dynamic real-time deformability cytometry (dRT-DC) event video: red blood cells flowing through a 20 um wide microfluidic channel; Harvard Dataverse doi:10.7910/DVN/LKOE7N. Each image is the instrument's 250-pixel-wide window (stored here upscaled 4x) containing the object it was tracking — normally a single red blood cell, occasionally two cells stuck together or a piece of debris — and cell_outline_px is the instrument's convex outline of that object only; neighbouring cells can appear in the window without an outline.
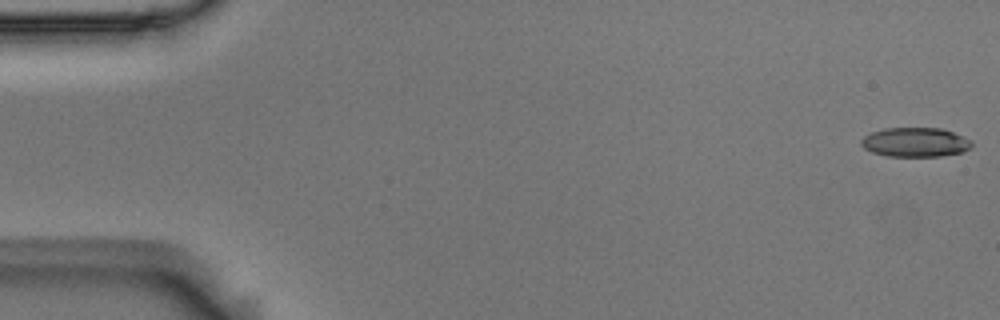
{"species": "Egyptian fruit bat (a non-hibernating species)", "species_latin": "Rousettus aegyptiacus", "temperature_condition": "room temperature", "stored_images_in_passage": 54, "camera_frame_rate_fps": 3000, "um_per_image_px": 0.085, "animal": {"sex": "male"}, "frame": {"image": 1, "passage_image": 1, "time_ms": 0.0, "image_size_px": [1000, 320], "cell_outline_px": [[972, 148], [960, 152], [940, 156], [888, 156], [872, 152], [864, 148], [860, 144], [860, 140], [864, 136], [872, 132], [884, 128], [940, 128], [952, 132], [972, 140]], "centroid_in_image_um": [77.78, 12.08], "position_along_channel_um": 7.2, "area_um2": 18.84}}
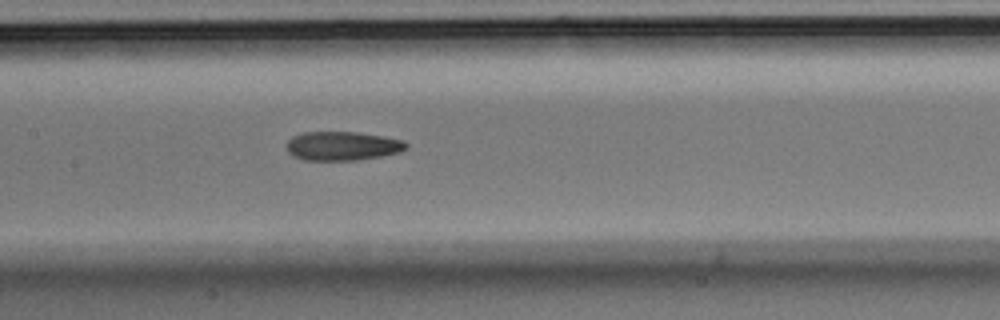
{"frame": {"image": 2, "passage_image": 26, "time_ms": 8.333, "image_size_px": [1000, 320], "cell_outline_px": [[408, 148], [400, 152], [360, 160], [304, 160], [292, 156], [288, 152], [288, 140], [292, 136], [304, 132], [356, 132], [384, 136], [404, 140], [408, 144]], "centroid_in_image_um": [29.13, 12.41], "position_along_channel_um": 178.3, "area_um2": 20.29}}
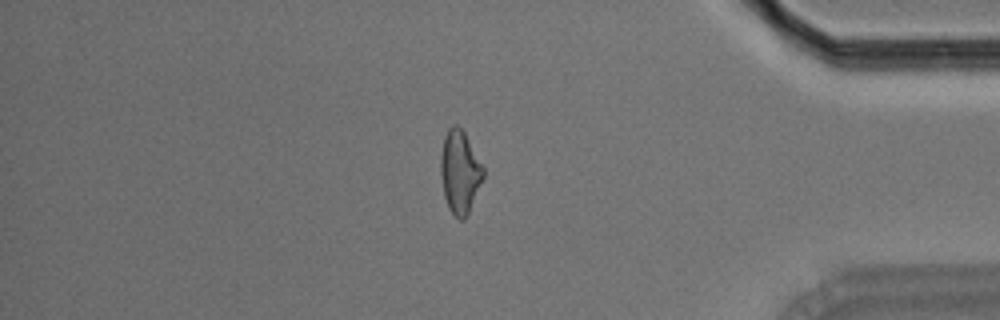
{"frame": {"image": 3, "passage_image": 46, "time_ms": 15.0, "image_size_px": [1000, 320], "cell_outline_px": [[484, 176], [468, 212], [464, 220], [460, 220], [448, 208], [444, 196], [440, 172], [440, 156], [444, 136], [448, 128], [452, 124], [456, 124], [464, 132], [484, 168]], "centroid_in_image_um": [39.06, 14.59], "position_along_channel_um": 396.1, "area_um2": 20.4}, "authors_computed_cell_mechanics": {"area_um2": 20.23, "velocity_mm_per_s": 3.721, "shape_relaxation_time_tau1_ms": 8.9544, "shape_relaxation_time_tau2_ms": 4.04, "deformation_change_tau1": 0.2306, "deformation_change_tau2": 0.1345}}